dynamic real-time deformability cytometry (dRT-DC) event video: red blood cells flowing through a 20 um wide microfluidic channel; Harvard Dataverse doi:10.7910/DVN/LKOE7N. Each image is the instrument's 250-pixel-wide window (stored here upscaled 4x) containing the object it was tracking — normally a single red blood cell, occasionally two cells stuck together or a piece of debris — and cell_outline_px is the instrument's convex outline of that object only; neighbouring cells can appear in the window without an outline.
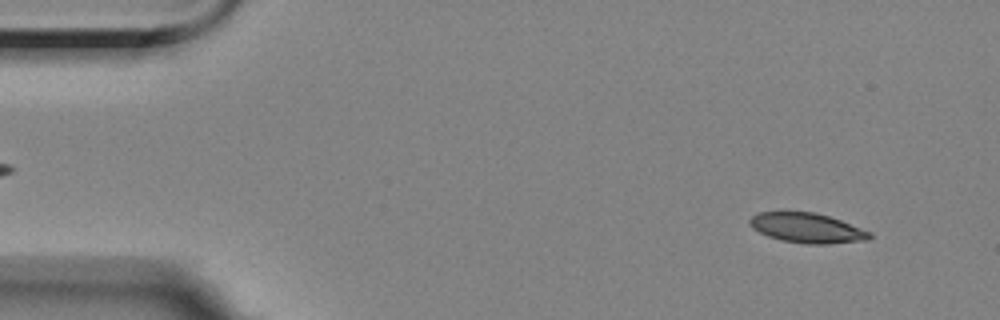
{"species": "Egyptian fruit bat (a non-hibernating species)", "species_latin": "Rousettus aegyptiacus", "temperature_condition": "room temperature", "stored_images_in_passage": 56, "camera_frame_rate_fps": 3000, "um_per_image_px": 0.085, "animal": {"sex": "female"}, "frame": {"image": 1, "passage_image": 4, "time_ms": 1.0, "image_size_px": [1000, 320], "cell_outline_px": [[872, 236], [868, 240], [828, 244], [808, 244], [780, 240], [768, 236], [752, 228], [748, 224], [748, 220], [752, 216], [760, 212], [816, 212], [840, 220], [872, 232]], "centroid_in_image_um": [68.6, 19.38], "position_along_channel_um": 16.4, "area_um2": 20.87}}
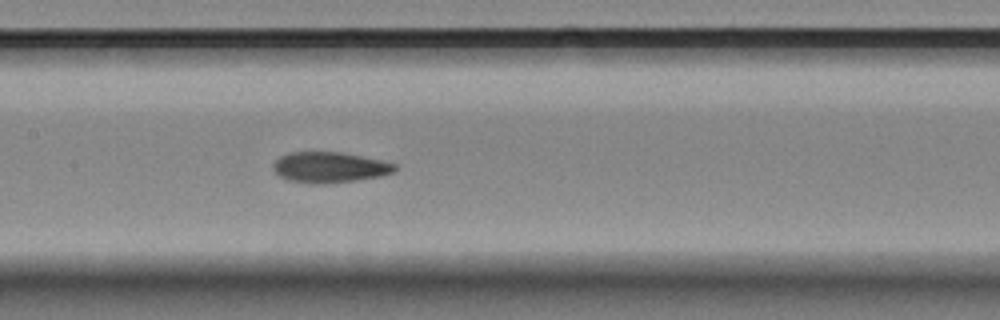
{"frame": {"image": 2, "passage_image": 26, "time_ms": 8.333, "image_size_px": [1000, 320], "cell_outline_px": [[396, 168], [392, 172], [380, 176], [356, 180], [312, 184], [288, 180], [280, 176], [272, 168], [272, 164], [280, 156], [288, 152], [340, 152], [380, 160], [396, 164]], "centroid_in_image_um": [27.96, 14.21], "position_along_channel_um": 179.4, "area_um2": 21.44}}
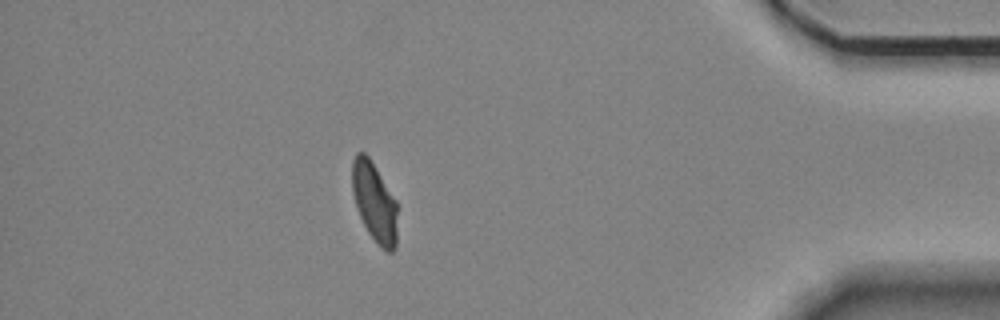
{"frame": {"image": 3, "passage_image": 49, "time_ms": 16.0, "image_size_px": [1000, 320], "cell_outline_px": [[396, 248], [392, 252], [388, 252], [380, 248], [368, 232], [356, 208], [352, 192], [352, 160], [356, 152], [364, 152], [368, 156], [396, 200]], "centroid_in_image_um": [31.81, 17.19], "position_along_channel_um": 403.4, "area_um2": 20.87}, "authors_computed_cell_mechanics": {"area_um2": 21.5305, "velocity_mm_per_s": 3.5017, "shape_relaxation_time_tau1_ms": null, "shape_relaxation_time_tau2_ms": 2.5421, "deformation_change_tau1": null, "deformation_change_tau2": 0.084}}